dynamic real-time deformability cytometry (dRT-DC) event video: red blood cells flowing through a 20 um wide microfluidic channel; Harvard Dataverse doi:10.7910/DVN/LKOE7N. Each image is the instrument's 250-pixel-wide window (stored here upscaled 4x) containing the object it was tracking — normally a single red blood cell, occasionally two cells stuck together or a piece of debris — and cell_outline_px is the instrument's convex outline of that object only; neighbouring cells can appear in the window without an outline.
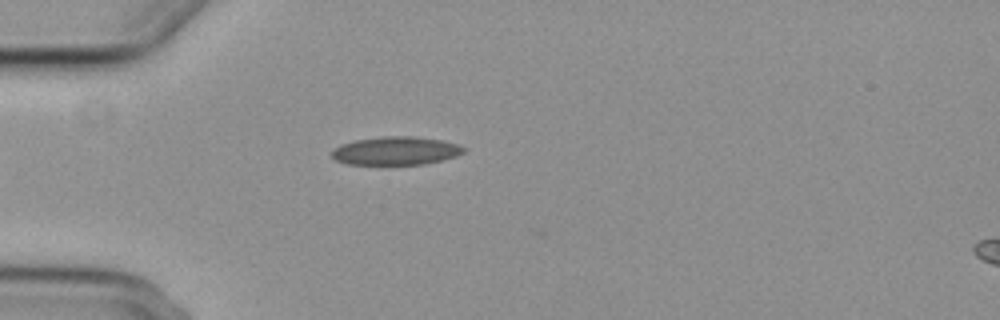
{"species": "common noctule bat (a hibernating species)", "species_latin": "Nyctalus noctula", "temperature_condition": "cold", "stored_images_in_passage": 4, "camera_frame_rate_fps": 3000, "um_per_image_px": 0.085, "animal": {"sex": "female", "body_mass_g": 29.2, "forearm_length_mm": 56.3}, "frame": {"image": 1, "passage_image": 4, "time_ms": 3.667, "image_size_px": [1000, 320], "cell_outline_px": [[464, 152], [456, 156], [424, 164], [348, 164], [336, 160], [332, 156], [332, 148], [340, 144], [352, 140], [380, 136], [416, 136], [440, 140], [456, 144], [464, 148]], "centroid_in_image_um": [33.58, 12.8], "position_along_channel_um": 51.4, "area_um2": 21.73}}